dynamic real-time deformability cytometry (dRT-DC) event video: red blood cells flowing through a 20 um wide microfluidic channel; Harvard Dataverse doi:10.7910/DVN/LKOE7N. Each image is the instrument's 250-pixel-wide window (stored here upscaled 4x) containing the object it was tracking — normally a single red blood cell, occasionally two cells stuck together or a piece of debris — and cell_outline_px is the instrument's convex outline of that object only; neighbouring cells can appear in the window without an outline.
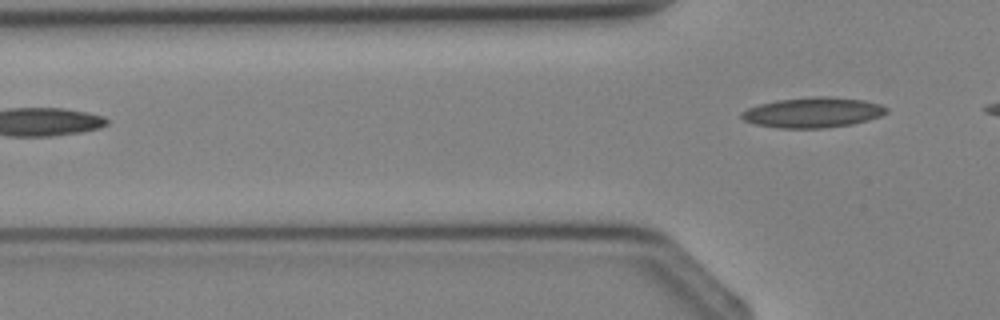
{"species": "Egyptian fruit bat (a non-hibernating species)", "species_latin": "Rousettus aegyptiacus", "temperature_condition": "cold", "stored_images_in_passage": 2, "camera_frame_rate_fps": 3000, "um_per_image_px": 0.085, "animal": {"sex": "female"}, "frame": {"image": 1, "passage_image": 2, "time_ms": 1.0, "image_size_px": [1000, 320], "cell_outline_px": [[888, 112], [880, 116], [868, 120], [852, 124], [824, 128], [776, 128], [752, 124], [744, 120], [740, 116], [740, 112], [748, 108], [760, 104], [776, 100], [812, 96], [832, 96], [864, 100], [880, 104], [888, 108]], "centroid_in_image_um": [69.07, 9.56], "position_along_channel_um": 56.7, "area_um2": 25.84}}